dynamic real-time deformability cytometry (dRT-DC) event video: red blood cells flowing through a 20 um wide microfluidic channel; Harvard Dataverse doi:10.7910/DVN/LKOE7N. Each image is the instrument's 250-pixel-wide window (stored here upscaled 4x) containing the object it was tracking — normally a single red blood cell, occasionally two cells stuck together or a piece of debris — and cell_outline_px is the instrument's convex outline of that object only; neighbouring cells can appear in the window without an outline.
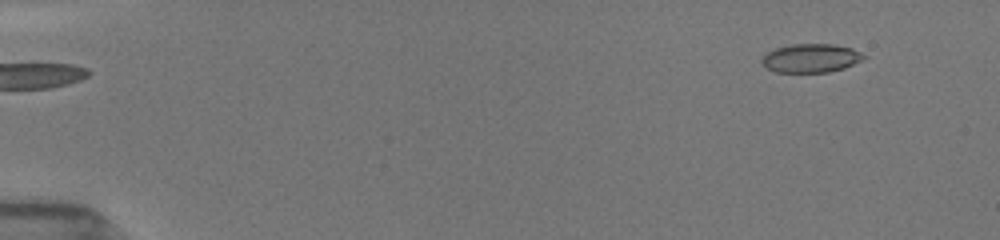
{"species": "common noctule bat (a hibernating species)", "species_latin": "Nyctalus noctula", "temperature_condition": "room temperature", "stored_images_in_passage": 49, "camera_frame_rate_fps": 3000, "um_per_image_px": 0.085, "animal": {"sex": "female", "body_mass_g": 19.5, "forearm_length_mm": 54.1}, "frame": {"image": 1, "passage_image": 1, "time_ms": 0.0, "image_size_px": [1000, 240], "cell_outline_px": [[868, 56], [864, 60], [844, 68], [828, 72], [776, 72], [760, 64], [760, 60], [768, 52], [776, 48], [792, 44], [832, 44], [852, 48]], "centroid_in_image_um": [68.95, 4.94], "position_along_channel_um": 16.0, "area_um2": 17.11}}
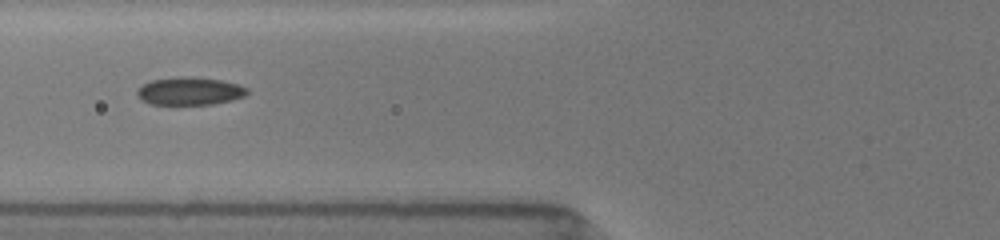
{"frame": {"image": 2, "passage_image": 18, "time_ms": 5.667, "image_size_px": [1000, 240], "cell_outline_px": [[248, 92], [244, 96], [232, 100], [212, 104], [152, 104], [140, 100], [136, 96], [136, 88], [152, 80], [220, 80], [240, 84], [248, 88]], "centroid_in_image_um": [16.13, 7.81], "position_along_channel_um": 109.7, "area_um2": 16.88}}
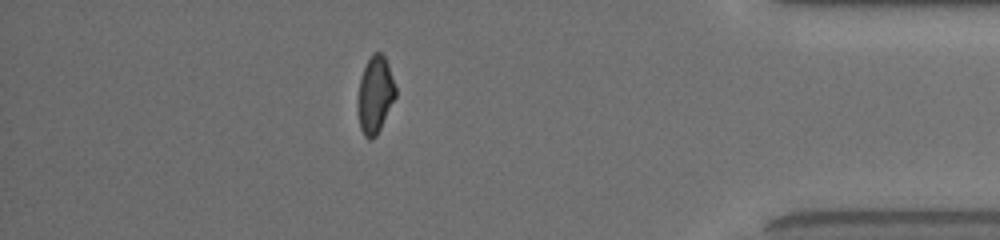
{"frame": {"image": 3, "passage_image": 43, "time_ms": 14.0, "image_size_px": [1000, 240], "cell_outline_px": [[396, 96], [376, 136], [372, 140], [368, 140], [364, 136], [360, 128], [356, 108], [356, 104], [360, 76], [372, 52], [380, 52], [384, 56], [388, 64], [396, 88]], "centroid_in_image_um": [31.85, 8.07], "position_along_channel_um": 403.3, "area_um2": 17.17}, "authors_computed_cell_mechanics": {"area_um2": 17.6868, "velocity_mm_per_s": 3.928, "shape_relaxation_time_tau1_ms": null, "shape_relaxation_time_tau2_ms": 1.4596, "deformation_change_tau1": null, "deformation_change_tau2": 0.0645}}